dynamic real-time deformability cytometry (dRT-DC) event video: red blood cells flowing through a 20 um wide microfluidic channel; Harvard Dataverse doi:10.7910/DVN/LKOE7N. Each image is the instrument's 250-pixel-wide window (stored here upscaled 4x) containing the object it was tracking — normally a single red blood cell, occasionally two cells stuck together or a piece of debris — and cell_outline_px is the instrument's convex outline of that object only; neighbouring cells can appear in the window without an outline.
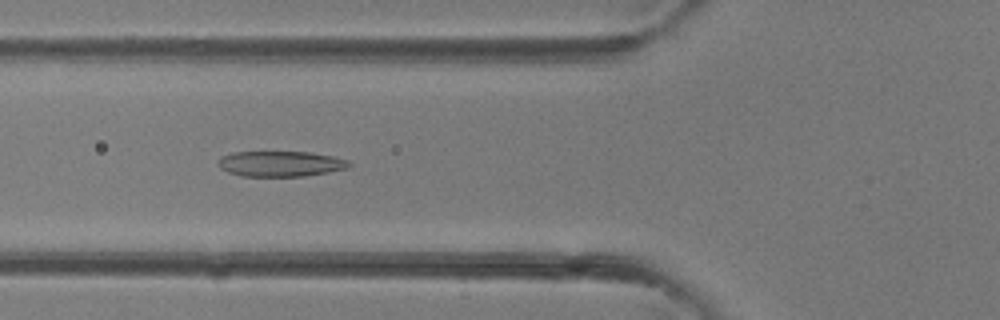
{"species": "common noctule bat (a hibernating species)", "species_latin": "Nyctalus noctula", "temperature_condition": "room temperature", "stored_images_in_passage": 29, "camera_frame_rate_fps": 3000, "um_per_image_px": 0.085, "animal": {"sex": "female"}, "frame": {"image": 1, "passage_image": 5, "time_ms": 1.333, "image_size_px": [1000, 320], "cell_outline_px": [[352, 164], [348, 168], [328, 172], [304, 176], [240, 176], [228, 172], [220, 168], [216, 160], [220, 156], [232, 152], [312, 152], [332, 156], [348, 160]], "centroid_in_image_um": [23.81, 13.92], "position_along_channel_um": 102.0, "area_um2": 19.59}}
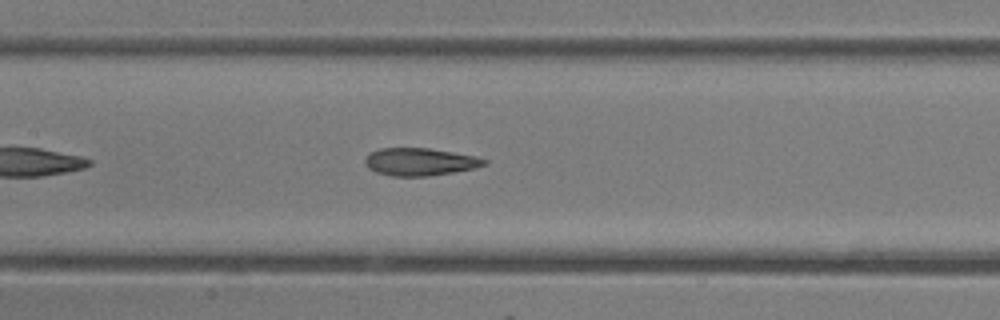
{"frame": {"image": 2, "passage_image": 9, "time_ms": 2.667, "image_size_px": [1000, 320], "cell_outline_px": [[488, 164], [476, 168], [428, 176], [392, 176], [376, 172], [368, 168], [364, 164], [364, 156], [368, 152], [380, 148], [428, 148], [476, 156], [488, 160]], "centroid_in_image_um": [35.66, 13.75], "position_along_channel_um": 171.7, "area_um2": 19.36}}
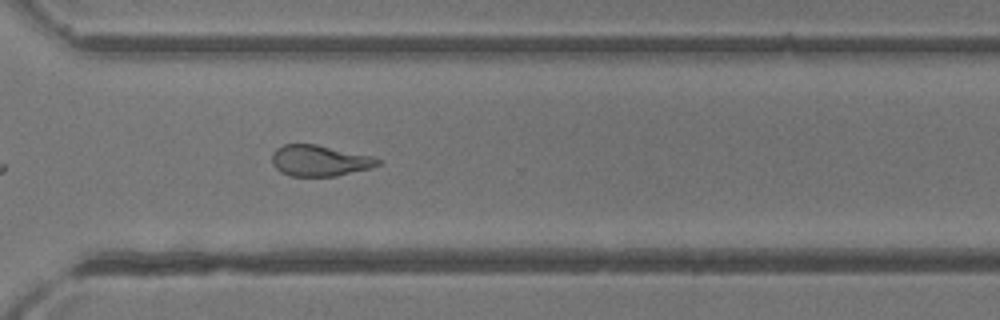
{"frame": {"image": 3, "passage_image": 19, "time_ms": 6.0, "image_size_px": [1000, 320], "cell_outline_px": [[380, 164], [372, 168], [336, 176], [288, 176], [280, 172], [272, 164], [272, 152], [276, 148], [284, 144], [316, 144], [372, 156], [380, 160]], "centroid_in_image_um": [27.14, 13.66], "position_along_channel_um": 343.5, "area_um2": 19.25}}